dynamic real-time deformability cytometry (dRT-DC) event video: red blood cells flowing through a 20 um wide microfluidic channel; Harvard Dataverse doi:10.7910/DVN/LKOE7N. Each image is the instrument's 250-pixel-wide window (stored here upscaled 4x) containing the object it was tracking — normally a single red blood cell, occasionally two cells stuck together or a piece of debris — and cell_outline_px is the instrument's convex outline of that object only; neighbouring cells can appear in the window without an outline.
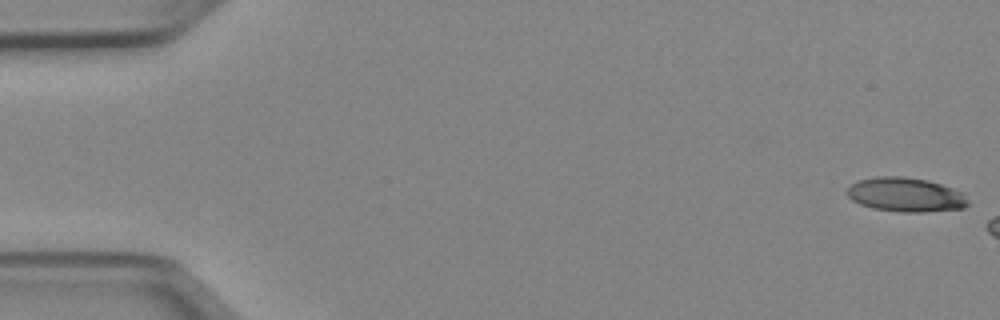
{"species": "Egyptian fruit bat (a non-hibernating species)", "species_latin": "Rousettus aegyptiacus", "temperature_condition": "cold", "stored_images_in_passage": 10, "camera_frame_rate_fps": 3000, "um_per_image_px": 0.085, "animal": {"sex": "female"}, "frame": {"image": 1, "passage_image": 1, "time_ms": 0.0, "image_size_px": [1000, 320], "cell_outline_px": [[968, 204], [964, 208], [924, 212], [900, 212], [872, 208], [860, 204], [852, 200], [844, 192], [852, 184], [860, 180], [876, 176], [904, 176], [928, 180], [952, 188], [960, 192], [968, 200]], "centroid_in_image_um": [76.95, 16.55], "position_along_channel_um": 8.1, "area_um2": 24.1}}